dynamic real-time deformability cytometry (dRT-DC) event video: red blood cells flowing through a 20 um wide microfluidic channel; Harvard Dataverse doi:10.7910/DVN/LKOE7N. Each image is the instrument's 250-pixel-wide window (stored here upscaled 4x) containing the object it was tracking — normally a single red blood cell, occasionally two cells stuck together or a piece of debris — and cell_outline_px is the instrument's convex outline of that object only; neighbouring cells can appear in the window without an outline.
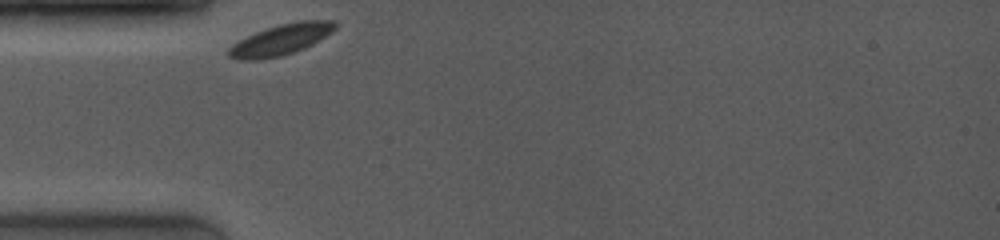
{"species": "common noctule bat (a hibernating species)", "species_latin": "Nyctalus noctula", "temperature_condition": "room temperature", "stored_images_in_passage": 6, "camera_frame_rate_fps": 4000, "um_per_image_px": 0.085, "animal": {"sex": "female", "body_mass_g": 19.0, "forearm_length_mm": 53.3}, "frame": {"image": 1, "passage_image": 1, "time_ms": 0.0, "image_size_px": [1000, 240], "cell_outline_px": [[336, 28], [312, 44], [304, 48], [280, 56], [256, 60], [236, 60], [228, 56], [228, 48], [232, 44], [256, 32], [280, 24], [296, 20], [332, 20], [336, 24]], "centroid_in_image_um": [23.84, 3.37], "position_along_channel_um": 61.2, "area_um2": 18.84}}
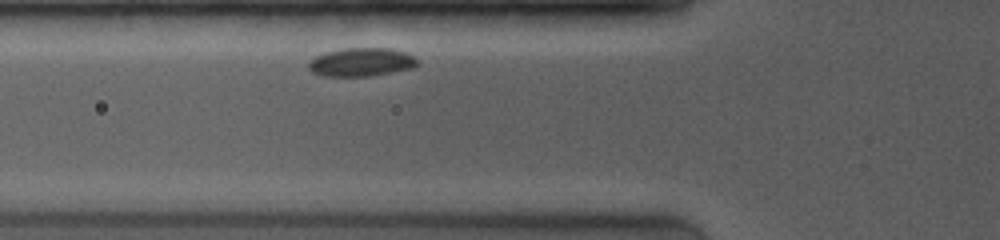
{"frame": {"image": 2, "passage_image": 4, "time_ms": 1.0, "image_size_px": [1000, 240], "cell_outline_px": [[416, 64], [412, 68], [372, 76], [324, 76], [312, 72], [308, 68], [308, 60], [324, 52], [344, 48], [392, 48], [404, 52], [412, 56], [416, 60]], "centroid_in_image_um": [30.65, 5.28], "position_along_channel_um": 95.1, "area_um2": 18.03}}